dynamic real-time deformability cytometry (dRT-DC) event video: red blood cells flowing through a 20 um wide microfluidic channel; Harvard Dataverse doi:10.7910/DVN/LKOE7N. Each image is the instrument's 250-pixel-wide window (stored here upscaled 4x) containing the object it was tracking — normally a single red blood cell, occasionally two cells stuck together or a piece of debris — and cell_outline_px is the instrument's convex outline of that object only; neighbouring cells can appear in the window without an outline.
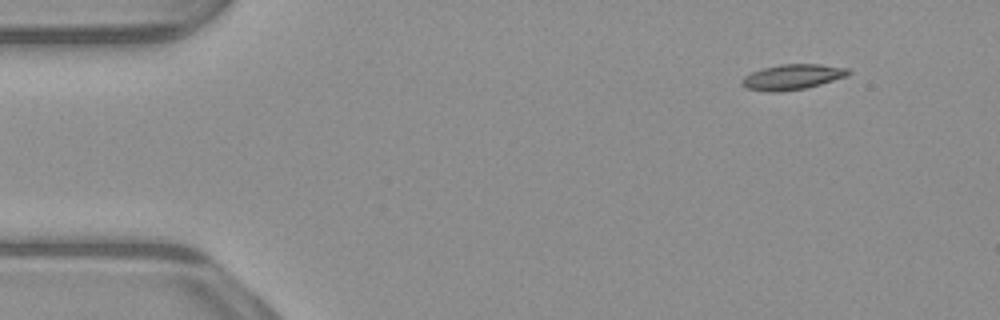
{"species": "common noctule bat (a hibernating species)", "species_latin": "Nyctalus noctula", "temperature_condition": "warm", "stored_images_in_passage": 48, "camera_frame_rate_fps": 3000, "um_per_image_px": 0.085, "animal": {"sex": "male", "body_mass_g": 23.1, "forearm_length_mm": 52.7}, "frame": {"image": 1, "passage_image": 1, "time_ms": 0.0, "image_size_px": [1000, 320], "cell_outline_px": [[852, 72], [848, 76], [820, 84], [804, 88], [776, 92], [768, 92], [744, 88], [740, 84], [740, 80], [744, 76], [752, 72], [764, 68], [780, 64], [820, 64], [848, 68]], "centroid_in_image_um": [67.33, 6.54], "position_along_channel_um": 17.7, "area_um2": 15.78}}
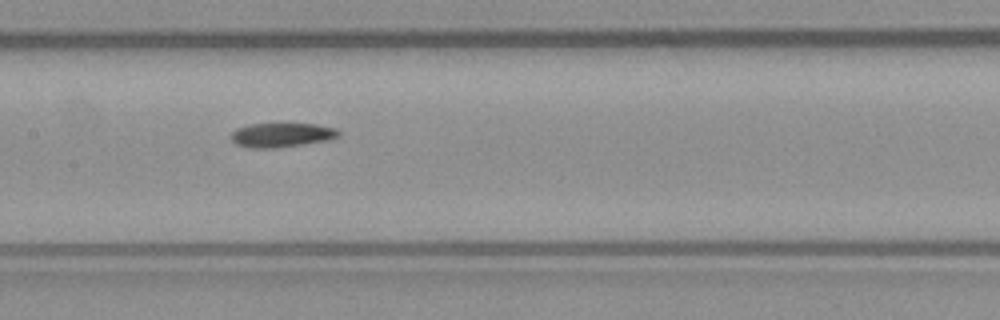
{"frame": {"image": 2, "passage_image": 21, "time_ms": 6.667, "image_size_px": [1000, 320], "cell_outline_px": [[340, 136], [328, 140], [272, 148], [252, 148], [236, 144], [228, 136], [236, 128], [248, 124], [316, 124], [336, 128], [340, 132]], "centroid_in_image_um": [23.91, 11.46], "position_along_channel_um": 183.5, "area_um2": 15.14}}
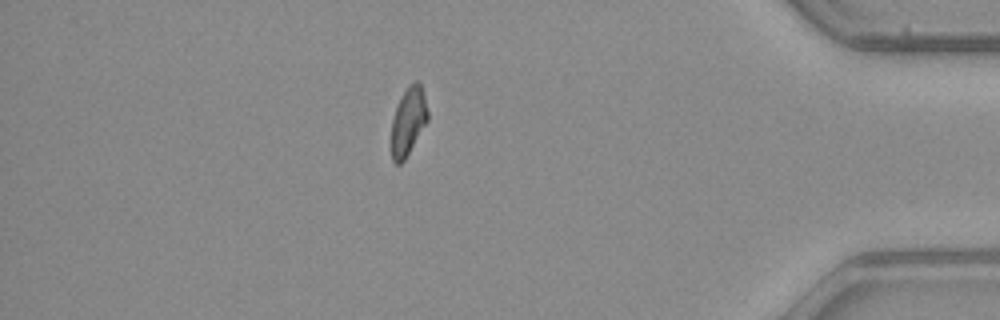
{"frame": {"image": 3, "passage_image": 41, "time_ms": 13.333, "image_size_px": [1000, 320], "cell_outline_px": [[428, 120], [404, 160], [400, 164], [396, 164], [392, 160], [392, 120], [400, 96], [416, 80], [420, 80], [428, 112]], "centroid_in_image_um": [34.71, 10.3], "position_along_channel_um": 400.5, "area_um2": 14.1}}